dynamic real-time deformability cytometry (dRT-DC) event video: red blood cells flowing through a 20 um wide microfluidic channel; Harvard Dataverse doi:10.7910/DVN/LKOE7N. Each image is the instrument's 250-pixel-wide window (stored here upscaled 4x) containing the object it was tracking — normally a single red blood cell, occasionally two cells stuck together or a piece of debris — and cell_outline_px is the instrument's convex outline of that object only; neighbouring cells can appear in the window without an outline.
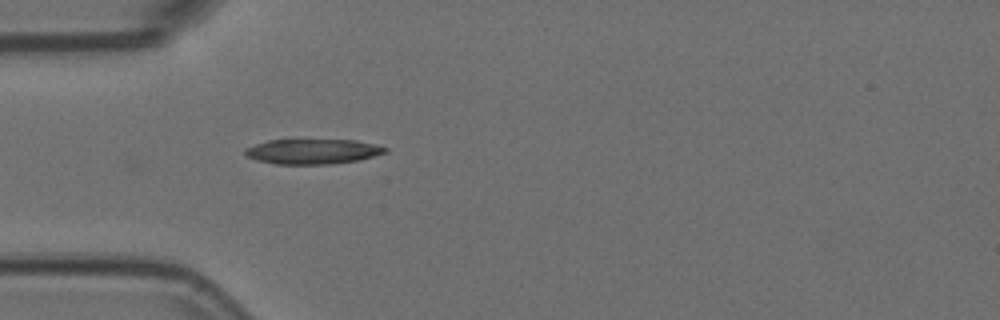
{"species": "Egyptian fruit bat (a non-hibernating species)", "species_latin": "Rousettus aegyptiacus", "temperature_condition": "room temperature", "stored_images_in_passage": 2, "camera_frame_rate_fps": 3000, "um_per_image_px": 0.085, "animal": {"sex": "female"}, "frame": {"image": 1, "passage_image": 2, "time_ms": 0.333, "image_size_px": [1000, 320], "cell_outline_px": [[388, 152], [360, 160], [332, 164], [276, 164], [256, 160], [248, 156], [244, 152], [244, 148], [268, 140], [356, 140], [376, 144], [388, 148]], "centroid_in_image_um": [26.61, 12.88], "position_along_channel_um": 58.4, "area_um2": 20.52}}